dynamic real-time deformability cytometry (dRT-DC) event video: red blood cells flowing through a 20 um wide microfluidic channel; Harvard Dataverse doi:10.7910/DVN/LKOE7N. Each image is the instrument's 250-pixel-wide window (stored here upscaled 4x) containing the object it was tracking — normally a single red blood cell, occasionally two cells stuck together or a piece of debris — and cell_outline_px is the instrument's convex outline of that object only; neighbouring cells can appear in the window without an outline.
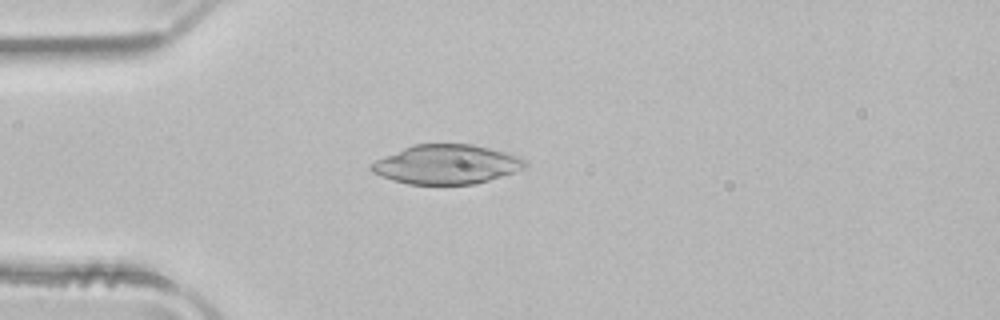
{"species": "common noctule bat (a hibernating species)", "species_latin": "Nyctalus noctula", "temperature_condition": "room temperature", "stored_images_in_passage": 4, "camera_frame_rate_fps": 3000, "um_per_image_px": 0.085, "animal": {"sex": "male", "body_mass_g": 21.5, "forearm_length_mm": 52.0}, "frame": {"image": 1, "passage_image": 4, "time_ms": 1.0, "image_size_px": [1000, 320], "cell_outline_px": [[528, 164], [524, 168], [516, 172], [476, 184], [408, 184], [392, 180], [380, 176], [372, 172], [368, 168], [368, 164], [384, 156], [412, 144], [472, 144], [520, 156], [528, 160]], "centroid_in_image_um": [37.95, 13.97], "position_along_channel_um": 47.0, "area_um2": 35.49}}